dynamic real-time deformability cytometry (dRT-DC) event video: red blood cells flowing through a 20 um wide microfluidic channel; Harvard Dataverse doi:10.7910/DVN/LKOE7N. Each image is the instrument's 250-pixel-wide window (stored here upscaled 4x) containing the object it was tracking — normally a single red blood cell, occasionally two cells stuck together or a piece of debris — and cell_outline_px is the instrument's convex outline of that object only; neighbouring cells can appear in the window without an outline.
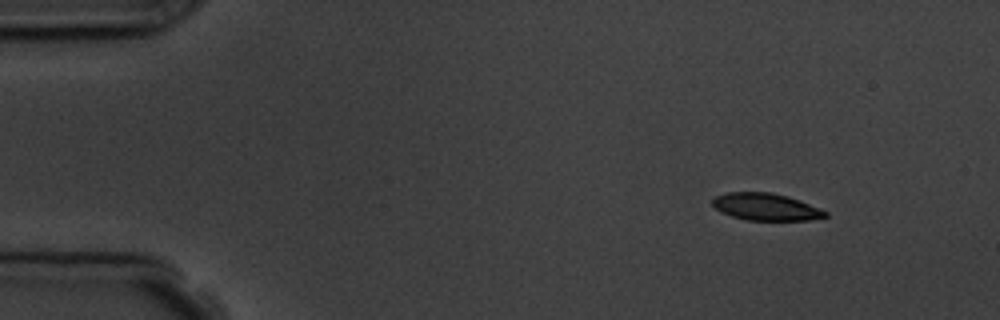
{"species": "common noctule bat (a hibernating species)", "species_latin": "Nyctalus noctula", "temperature_condition": "room temperature", "stored_images_in_passage": 5, "segment_of_instrument_passage": [1, 2], "camera_frame_rate_fps": 3000, "um_per_image_px": 0.085, "animal": {"sex": "male", "body_mass_g": 19.5, "forearm_length_mm": 54.6}, "frame": {"image": 1, "passage_image": 1, "time_ms": 0.0, "image_size_px": [1000, 320], "cell_outline_px": [[828, 216], [808, 220], [748, 220], [732, 216], [720, 212], [712, 204], [712, 200], [716, 196], [728, 192], [772, 192], [788, 196], [800, 200], [820, 208], [828, 212]], "centroid_in_image_um": [65.11, 17.58], "position_along_channel_um": 19.9, "area_um2": 17.86}}